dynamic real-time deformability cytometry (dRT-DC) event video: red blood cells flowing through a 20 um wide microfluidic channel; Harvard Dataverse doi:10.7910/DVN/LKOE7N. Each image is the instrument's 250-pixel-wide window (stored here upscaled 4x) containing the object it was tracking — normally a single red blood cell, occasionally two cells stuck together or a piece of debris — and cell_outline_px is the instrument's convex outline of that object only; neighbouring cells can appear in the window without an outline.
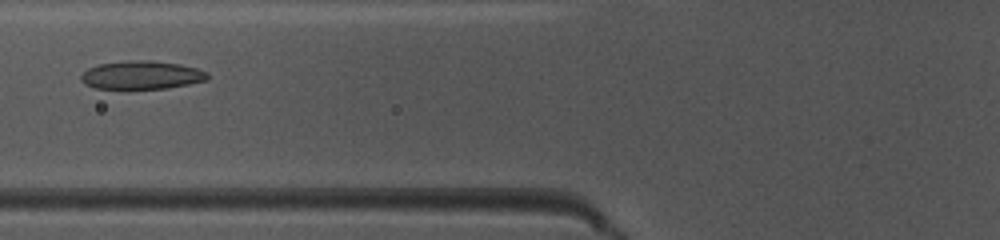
{"species": "common noctule bat (a hibernating species)", "species_latin": "Nyctalus noctula", "temperature_condition": "warm", "stored_images_in_passage": 37, "camera_frame_rate_fps": 3000, "um_per_image_px": 0.085, "animal": {"sex": "female", "body_mass_g": 10.0, "forearm_length_mm": 53.1}, "frame": {"image": 1, "passage_image": 14, "time_ms": 4.333, "image_size_px": [1000, 240], "cell_outline_px": [[208, 80], [188, 84], [164, 88], [96, 88], [84, 84], [80, 80], [80, 76], [88, 68], [96, 64], [128, 60], [148, 60], [180, 64], [196, 68], [208, 72]], "centroid_in_image_um": [12.01, 6.36], "position_along_channel_um": 113.8, "area_um2": 20.81}}
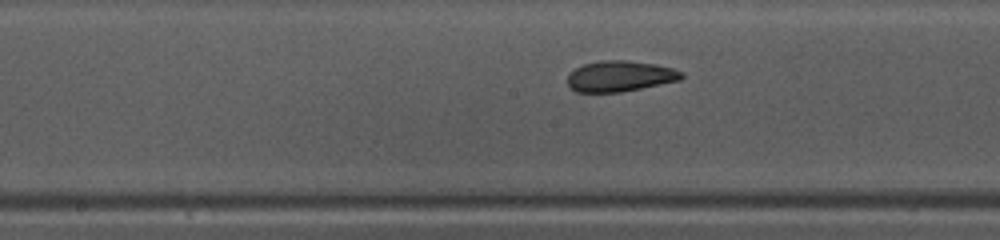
{"frame": {"image": 2, "passage_image": 20, "time_ms": 6.333, "image_size_px": [1000, 240], "cell_outline_px": [[684, 76], [680, 80], [620, 92], [576, 92], [568, 88], [568, 76], [576, 68], [584, 64], [604, 60], [628, 60], [656, 64], [672, 68], [684, 72]], "centroid_in_image_um": [52.7, 6.47], "position_along_channel_um": 195.5, "area_um2": 20.4}}
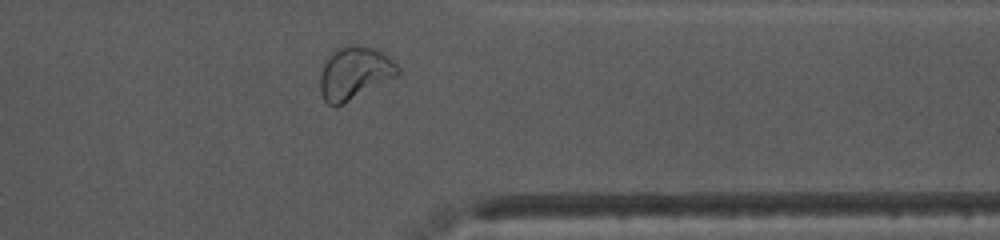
{"frame": {"image": 3, "passage_image": 34, "time_ms": 11.0, "image_size_px": [1000, 240], "cell_outline_px": [[400, 72], [396, 76], [344, 104], [336, 108], [328, 104], [324, 100], [320, 92], [320, 76], [324, 64], [340, 48], [348, 44], [356, 44], [376, 48], [396, 64], [400, 68]], "centroid_in_image_um": [30.13, 6.24], "position_along_channel_um": 381.3, "area_um2": 23.58}, "authors_computed_cell_mechanics": {"area_um2": 21.097, "velocity_mm_per_s": 4.0607, "shape_relaxation_time_tau1_ms": 2.1283, "shape_relaxation_time_tau2_ms": 1.4701, "deformation_change_tau1": 0.1223, "deformation_change_tau2": 0.0834}}